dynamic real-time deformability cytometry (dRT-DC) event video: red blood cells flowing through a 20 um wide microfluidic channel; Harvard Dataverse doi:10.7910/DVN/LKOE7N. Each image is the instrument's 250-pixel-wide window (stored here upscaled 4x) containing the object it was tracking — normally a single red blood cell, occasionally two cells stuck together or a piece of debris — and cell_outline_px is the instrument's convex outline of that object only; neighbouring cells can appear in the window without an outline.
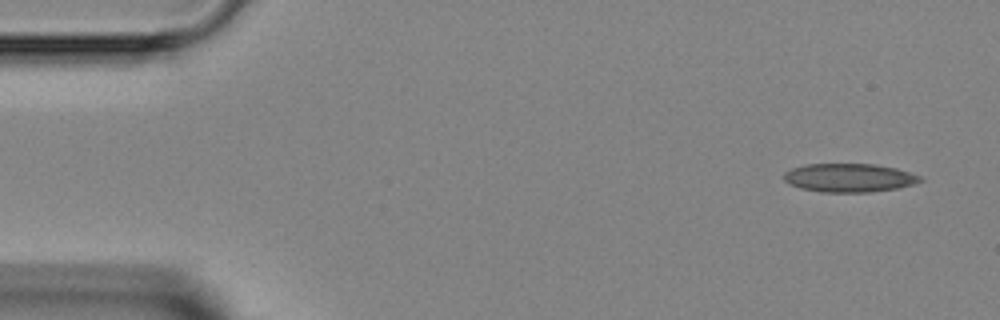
{"species": "Egyptian fruit bat (a non-hibernating species)", "species_latin": "Rousettus aegyptiacus", "temperature_condition": "room temperature", "stored_images_in_passage": 12, "camera_frame_rate_fps": 3000, "um_per_image_px": 0.085, "animal": {"sex": "female"}, "frame": {"image": 1, "passage_image": 1, "time_ms": 0.0, "image_size_px": [1000, 320], "cell_outline_px": [[924, 180], [916, 184], [896, 188], [868, 192], [820, 192], [800, 188], [788, 184], [784, 180], [784, 172], [792, 168], [804, 164], [876, 164], [896, 168], [920, 176]], "centroid_in_image_um": [72.16, 15.11], "position_along_channel_um": 12.8, "area_um2": 22.77}}